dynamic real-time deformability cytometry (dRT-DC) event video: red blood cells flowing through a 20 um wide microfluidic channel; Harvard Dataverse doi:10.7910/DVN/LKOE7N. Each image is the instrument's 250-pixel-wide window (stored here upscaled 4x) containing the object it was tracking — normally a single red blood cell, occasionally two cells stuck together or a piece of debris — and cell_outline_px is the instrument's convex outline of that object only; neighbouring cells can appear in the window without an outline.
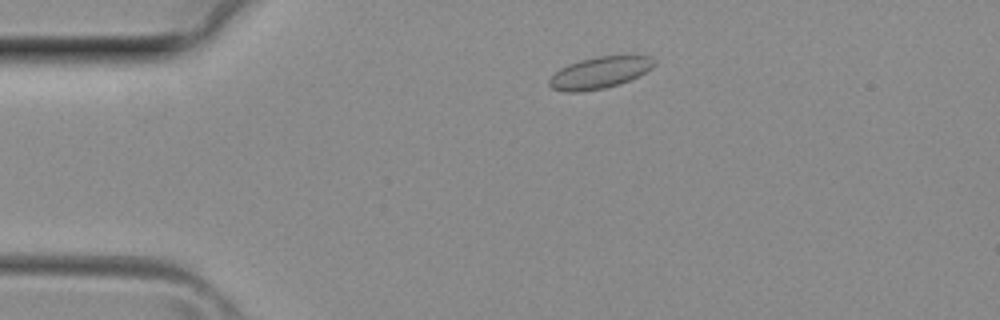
{"species": "common noctule bat (a hibernating species)", "species_latin": "Nyctalus noctula", "temperature_condition": "room temperature", "stored_images_in_passage": 36, "camera_frame_rate_fps": 3000, "um_per_image_px": 0.085, "animal": {"sex": "female", "body_mass_g": 29.2, "forearm_length_mm": 56.3}, "frame": {"image": 1, "passage_image": 5, "time_ms": 1.333, "image_size_px": [1000, 320], "cell_outline_px": [[656, 64], [652, 68], [620, 84], [604, 88], [580, 92], [564, 92], [552, 88], [548, 84], [548, 80], [560, 68], [568, 64], [580, 60], [596, 56], [648, 56], [656, 60]], "centroid_in_image_um": [50.94, 6.18], "position_along_channel_um": 34.1, "area_um2": 19.25}}
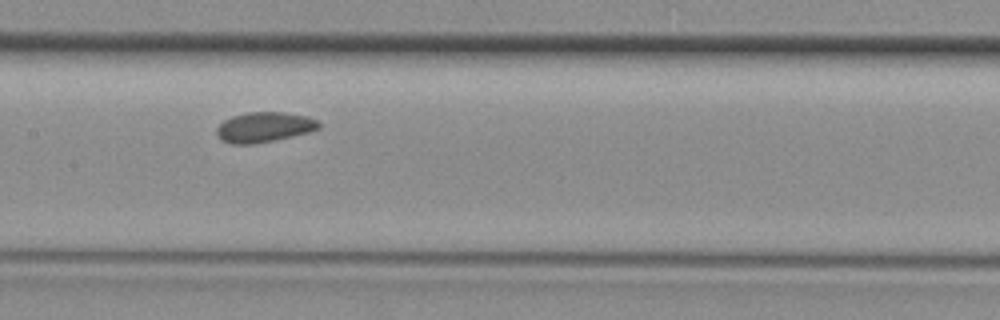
{"frame": {"image": 2, "passage_image": 16, "time_ms": 5.0, "image_size_px": [1000, 320], "cell_outline_px": [[320, 128], [308, 132], [292, 136], [256, 144], [232, 144], [224, 140], [216, 132], [216, 128], [224, 120], [232, 116], [248, 112], [284, 112], [308, 116], [316, 120], [320, 124]], "centroid_in_image_um": [22.47, 10.8], "position_along_channel_um": 184.9, "area_um2": 17.8}}
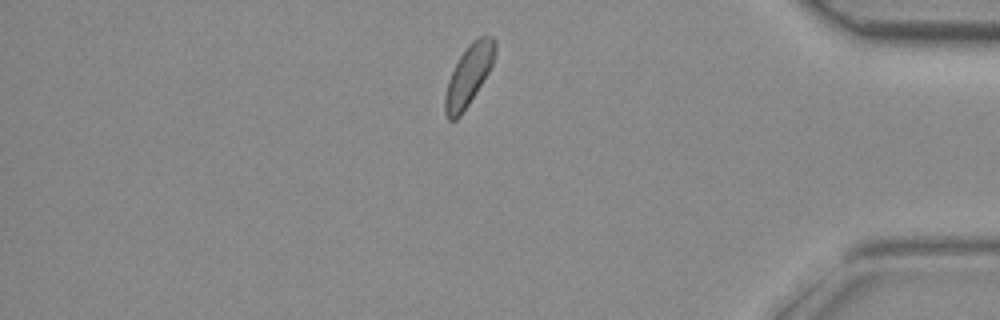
{"frame": {"image": 3, "passage_image": 30, "time_ms": 9.667, "image_size_px": [1000, 320], "cell_outline_px": [[496, 48], [492, 64], [488, 72], [468, 104], [460, 116], [456, 120], [448, 120], [444, 112], [444, 96], [448, 80], [460, 56], [468, 44], [472, 40], [480, 36], [492, 36], [496, 40]], "centroid_in_image_um": [39.82, 6.39], "position_along_channel_um": 395.4, "area_um2": 17.4}}